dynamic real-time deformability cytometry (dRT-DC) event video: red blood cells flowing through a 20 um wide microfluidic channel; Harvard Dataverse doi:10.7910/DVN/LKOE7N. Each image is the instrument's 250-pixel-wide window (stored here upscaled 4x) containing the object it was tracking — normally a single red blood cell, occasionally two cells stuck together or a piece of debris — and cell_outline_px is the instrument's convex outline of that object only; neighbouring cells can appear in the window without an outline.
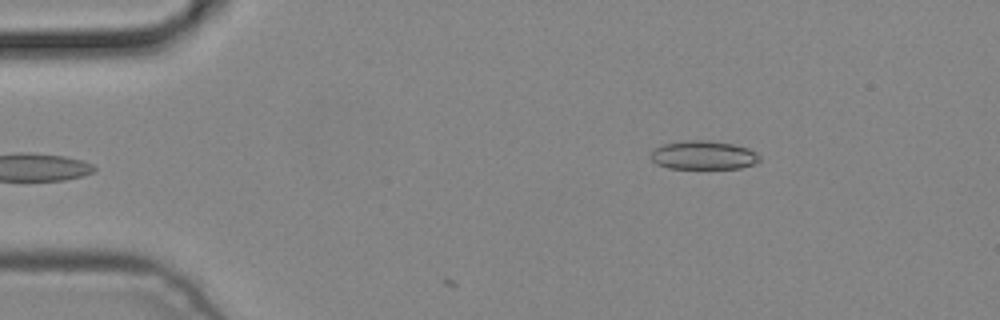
{"species": "common noctule bat (a hibernating species)", "species_latin": "Nyctalus noctula", "temperature_condition": "cold", "stored_images_in_passage": 5, "camera_frame_rate_fps": 3000, "um_per_image_px": 0.085, "animal": {"sex": "male", "body_mass_g": 19.2, "forearm_length_mm": 51.8}, "frame": {"image": 1, "passage_image": 5, "time_ms": 1.333, "image_size_px": [1000, 320], "cell_outline_px": [[760, 160], [756, 164], [740, 168], [668, 168], [656, 164], [652, 160], [652, 152], [656, 148], [664, 144], [688, 140], [708, 140], [732, 144], [748, 148], [756, 152], [760, 156]], "centroid_in_image_um": [59.83, 13.19], "position_along_channel_um": 25.2, "area_um2": 18.09}}